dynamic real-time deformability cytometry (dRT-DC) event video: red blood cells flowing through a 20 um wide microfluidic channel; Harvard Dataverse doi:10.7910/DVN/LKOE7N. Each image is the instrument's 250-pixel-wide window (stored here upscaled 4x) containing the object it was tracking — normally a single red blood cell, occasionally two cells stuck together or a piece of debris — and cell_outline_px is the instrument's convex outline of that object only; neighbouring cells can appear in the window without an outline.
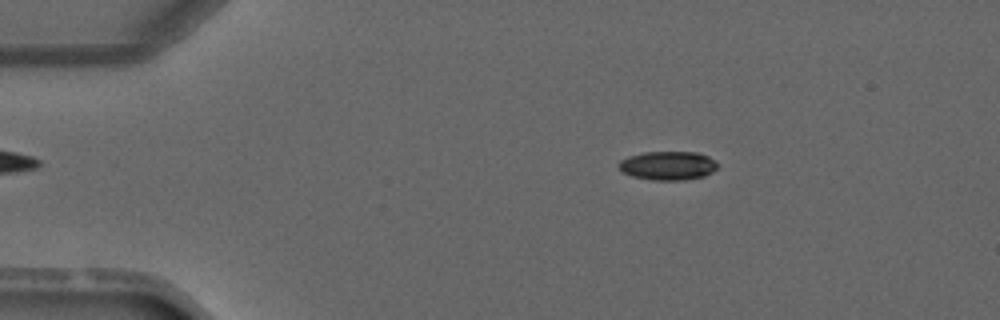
{"species": "common noctule bat (a hibernating species)", "species_latin": "Nyctalus noctula", "temperature_condition": "warm", "stored_images_in_passage": 3, "camera_frame_rate_fps": 3000, "um_per_image_px": 0.085, "animal": {"sex": "male", "forearm_length_mm": 52.5}, "frame": {"image": 1, "passage_image": 1, "time_ms": 0.0, "image_size_px": [1000, 320], "cell_outline_px": [[716, 168], [712, 172], [704, 176], [684, 180], [652, 180], [632, 176], [620, 172], [616, 164], [620, 160], [628, 156], [644, 152], [696, 152], [708, 156], [716, 164]], "centroid_in_image_um": [56.69, 14.08], "position_along_channel_um": 28.3, "area_um2": 16.65}}
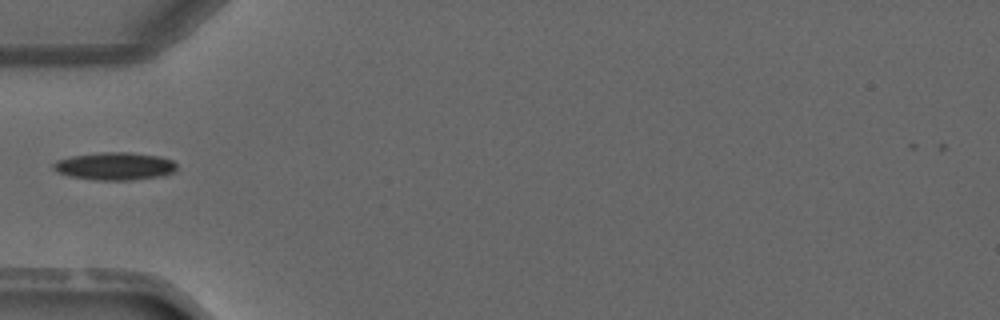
{"frame": {"image": 2, "passage_image": 3, "time_ms": 2.333, "image_size_px": [1000, 320], "cell_outline_px": [[176, 168], [172, 172], [160, 176], [132, 180], [96, 180], [72, 176], [56, 172], [52, 168], [52, 164], [56, 160], [72, 156], [100, 152], [128, 152], [160, 156], [172, 160], [176, 164]], "centroid_in_image_um": [9.73, 14.12], "position_along_channel_um": 75.3, "area_um2": 19.88}}